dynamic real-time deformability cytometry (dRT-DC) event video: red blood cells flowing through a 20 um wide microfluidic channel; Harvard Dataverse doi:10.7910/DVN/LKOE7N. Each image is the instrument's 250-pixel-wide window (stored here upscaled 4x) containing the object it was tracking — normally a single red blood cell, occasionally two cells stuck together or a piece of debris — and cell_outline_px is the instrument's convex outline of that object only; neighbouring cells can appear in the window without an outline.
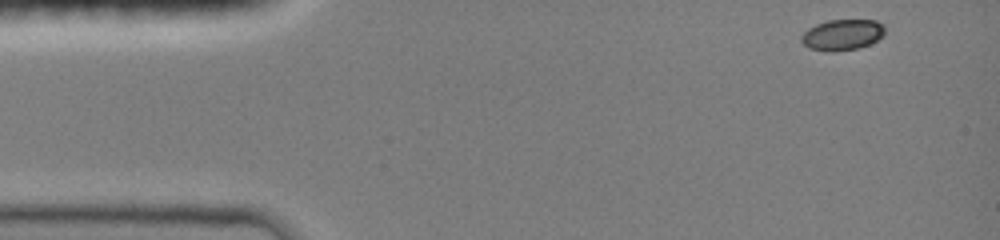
{"species": "common noctule bat (a hibernating species)", "species_latin": "Nyctalus noctula", "temperature_condition": "room temperature", "stored_images_in_passage": 43, "camera_frame_rate_fps": 3000, "um_per_image_px": 0.085, "animal": {"sex": "female", "body_mass_g": 19.0, "forearm_length_mm": 51.5}, "frame": {"image": 1, "passage_image": 1, "time_ms": 0.0, "image_size_px": [1000, 240], "cell_outline_px": [[884, 32], [876, 40], [868, 44], [856, 48], [832, 52], [808, 48], [800, 40], [800, 36], [808, 28], [816, 24], [828, 20], [876, 20], [884, 24]], "centroid_in_image_um": [71.56, 2.94], "position_along_channel_um": 13.4, "area_um2": 14.91}}
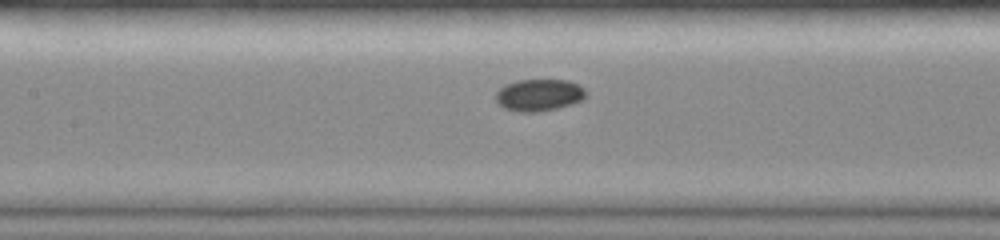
{"frame": {"image": 2, "passage_image": 19, "time_ms": 6.0, "image_size_px": [1000, 240], "cell_outline_px": [[588, 92], [584, 100], [572, 104], [556, 108], [536, 112], [520, 112], [504, 108], [496, 100], [496, 92], [504, 84], [516, 80], [568, 80], [584, 88]], "centroid_in_image_um": [45.83, 8.07], "position_along_channel_um": 161.6, "area_um2": 16.88}}
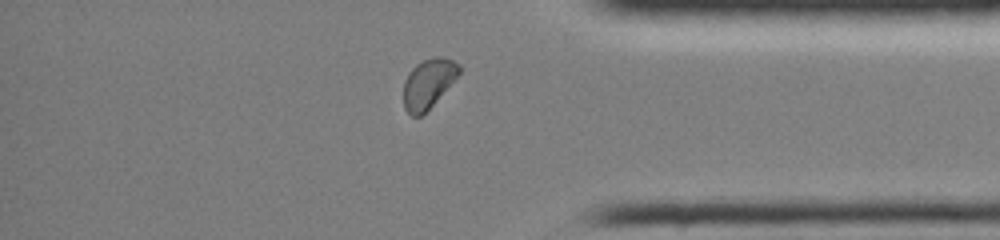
{"frame": {"image": 3, "passage_image": 37, "time_ms": 12.0, "image_size_px": [1000, 240], "cell_outline_px": [[460, 72], [432, 104], [420, 116], [412, 116], [404, 108], [404, 80], [408, 72], [416, 64], [424, 60], [436, 56], [444, 56], [460, 64]], "centroid_in_image_um": [36.38, 7.05], "position_along_channel_um": 398.8, "area_um2": 15.61}, "authors_computed_cell_mechanics": {"area_um2": 15.895, "velocity_mm_per_s": 4.0464, "shape_relaxation_time_tau1_ms": 3.9493, "shape_relaxation_time_tau2_ms": null, "deformation_change_tau1": 0.0569, "deformation_change_tau2": null}}